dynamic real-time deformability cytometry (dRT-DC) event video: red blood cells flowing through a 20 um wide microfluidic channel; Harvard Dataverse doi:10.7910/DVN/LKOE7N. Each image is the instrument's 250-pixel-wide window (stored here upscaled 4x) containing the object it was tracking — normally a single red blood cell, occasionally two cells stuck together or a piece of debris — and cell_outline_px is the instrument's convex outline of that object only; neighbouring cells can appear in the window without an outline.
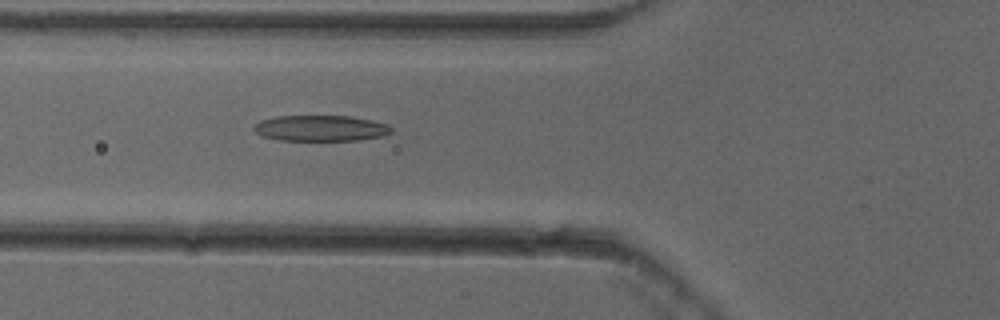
{"species": "common noctule bat (a hibernating species)", "species_latin": "Nyctalus noctula", "temperature_condition": "cold", "stored_images_in_passage": 37, "camera_frame_rate_fps": 3000, "um_per_image_px": 0.085, "animal": {"sex": "female"}, "frame": {"image": 1, "passage_image": 6, "time_ms": 1.667, "image_size_px": [1000, 320], "cell_outline_px": [[392, 132], [384, 136], [360, 140], [280, 140], [264, 136], [256, 132], [252, 128], [260, 120], [276, 116], [348, 116], [372, 120], [388, 124], [392, 128]], "centroid_in_image_um": [27.29, 10.89], "position_along_channel_um": 98.5, "area_um2": 20.69}}
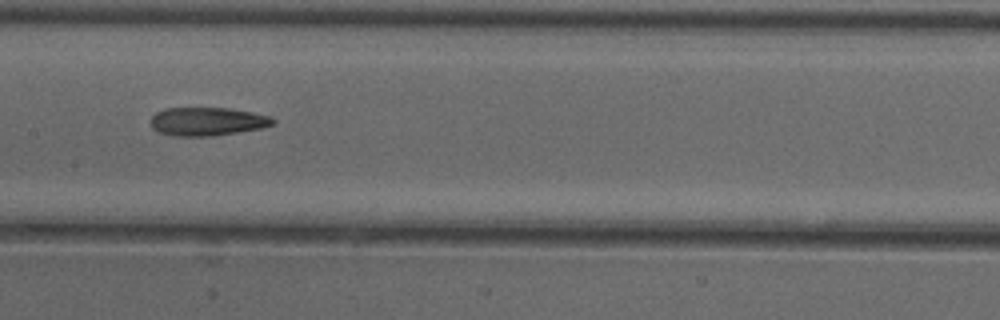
{"frame": {"image": 2, "passage_image": 13, "time_ms": 4.0, "image_size_px": [1000, 320], "cell_outline_px": [[276, 124], [264, 128], [212, 136], [176, 136], [160, 132], [152, 128], [152, 116], [156, 112], [164, 108], [228, 108], [252, 112], [272, 116], [276, 120]], "centroid_in_image_um": [17.69, 10.32], "position_along_channel_um": 189.7, "area_um2": 20.35}}
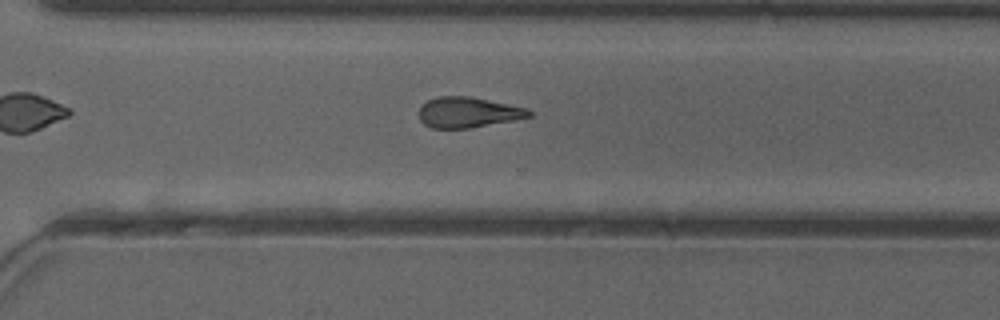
{"frame": {"image": 3, "passage_image": 24, "time_ms": 7.667, "image_size_px": [1000, 320], "cell_outline_px": [[532, 116], [472, 128], [432, 128], [424, 124], [420, 120], [420, 108], [428, 100], [436, 96], [472, 96], [528, 108], [532, 112]], "centroid_in_image_um": [39.8, 9.54], "position_along_channel_um": 330.8, "area_um2": 19.59}, "authors_computed_cell_mechanics": {"area_um2": 19.941, "velocity_mm_per_s": 3.8625, "shape_relaxation_time_tau1_ms": null, "shape_relaxation_time_tau2_ms": 6.8299, "deformation_change_tau1": null, "deformation_change_tau2": 0.1988}}